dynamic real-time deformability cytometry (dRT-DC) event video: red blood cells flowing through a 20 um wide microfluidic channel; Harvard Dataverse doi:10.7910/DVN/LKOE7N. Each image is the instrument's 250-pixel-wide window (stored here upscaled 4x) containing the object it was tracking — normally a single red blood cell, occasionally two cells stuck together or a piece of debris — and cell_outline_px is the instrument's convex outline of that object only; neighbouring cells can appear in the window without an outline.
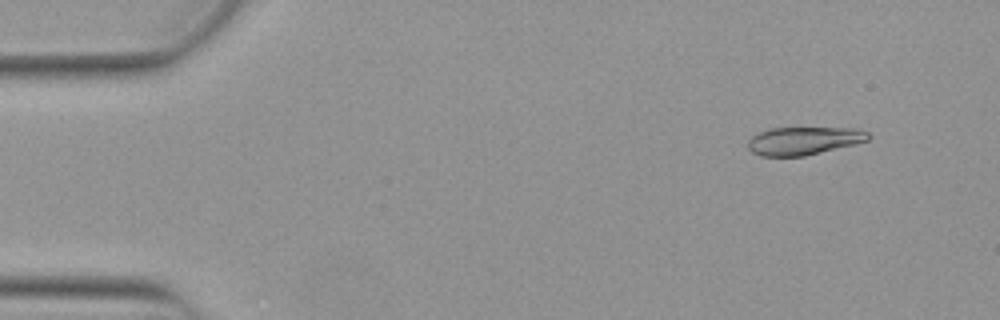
{"species": "Egyptian fruit bat (a non-hibernating species)", "species_latin": "Rousettus aegyptiacus", "temperature_condition": "warm", "stored_images_in_passage": 28, "camera_frame_rate_fps": 3000, "um_per_image_px": 0.085, "animal": {"sex": "female"}, "frame": {"image": 1, "passage_image": 5, "time_ms": 1.333, "image_size_px": [1000, 320], "cell_outline_px": [[872, 136], [868, 140], [856, 144], [804, 156], [760, 156], [752, 152], [748, 148], [748, 140], [756, 132], [768, 128], [856, 128], [868, 132]], "centroid_in_image_um": [68.31, 11.96], "position_along_channel_um": 16.7, "area_um2": 19.83}}
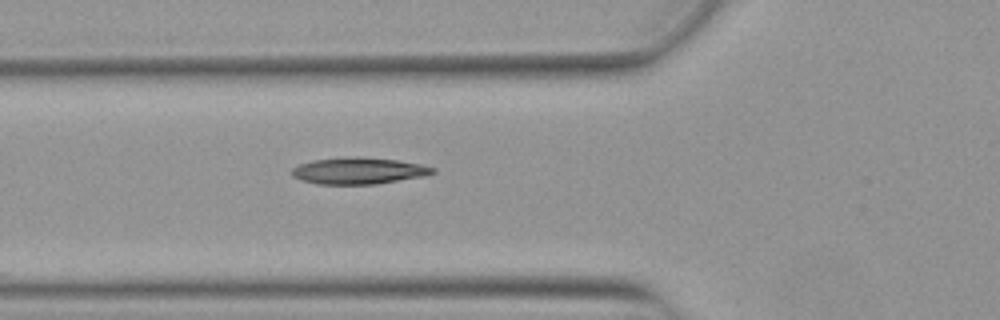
{"frame": {"image": 2, "passage_image": 19, "time_ms": 6.0, "image_size_px": [1000, 320], "cell_outline_px": [[436, 172], [424, 176], [376, 184], [316, 184], [300, 180], [292, 176], [288, 172], [292, 168], [300, 164], [312, 160], [348, 156], [360, 156], [396, 160], [420, 164], [436, 168]], "centroid_in_image_um": [30.44, 14.51], "position_along_channel_um": 95.4, "area_um2": 22.08}}
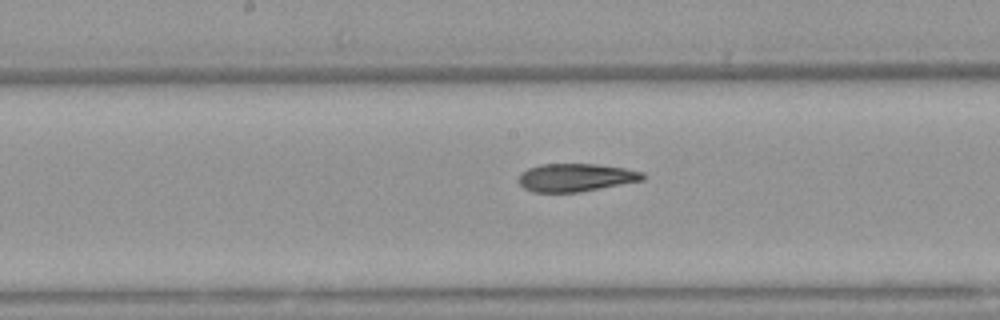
{"frame": {"image": 3, "passage_image": 27, "time_ms": 8.667, "image_size_px": [1000, 320], "cell_outline_px": [[644, 180], [580, 192], [532, 192], [524, 188], [516, 180], [520, 172], [528, 168], [540, 164], [596, 164], [624, 168], [644, 172]], "centroid_in_image_um": [48.9, 15.09], "position_along_channel_um": 199.3, "area_um2": 20.4}}